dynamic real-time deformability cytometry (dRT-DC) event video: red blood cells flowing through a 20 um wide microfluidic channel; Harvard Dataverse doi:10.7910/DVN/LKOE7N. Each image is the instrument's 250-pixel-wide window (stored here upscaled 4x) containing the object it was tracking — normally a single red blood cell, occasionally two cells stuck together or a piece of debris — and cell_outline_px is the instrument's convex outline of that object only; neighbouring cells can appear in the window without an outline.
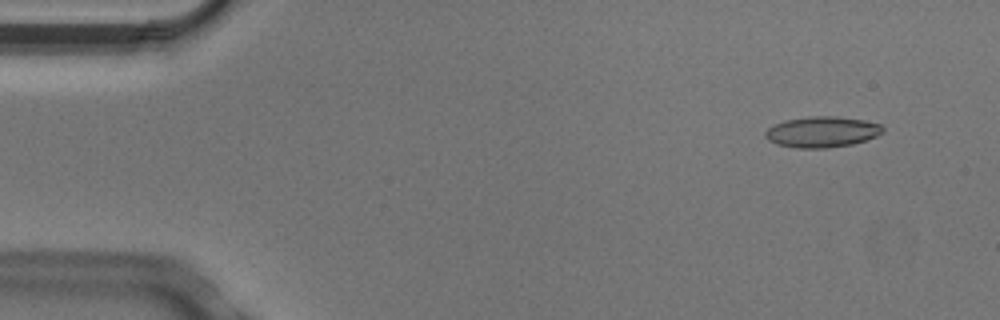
{"species": "Egyptian fruit bat (a non-hibernating species)", "species_latin": "Rousettus aegyptiacus", "temperature_condition": "cold", "stored_images_in_passage": 5, "camera_frame_rate_fps": 3000, "um_per_image_px": 0.085, "animal": {"sex": "male"}, "frame": {"image": 1, "passage_image": 2, "time_ms": 0.333, "image_size_px": [1000, 320], "cell_outline_px": [[884, 132], [876, 136], [852, 144], [828, 148], [796, 148], [776, 144], [768, 140], [764, 136], [764, 132], [768, 128], [784, 120], [808, 116], [836, 116], [864, 120], [880, 124], [884, 128]], "centroid_in_image_um": [69.85, 11.21], "position_along_channel_um": 15.1, "area_um2": 21.21}}
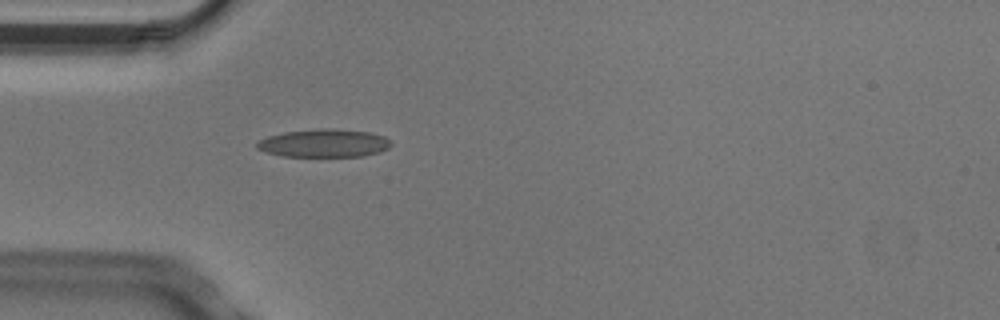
{"frame": {"image": 2, "passage_image": 5, "time_ms": 1.333, "image_size_px": [1000, 320], "cell_outline_px": [[392, 144], [388, 148], [380, 152], [364, 156], [284, 156], [268, 152], [256, 148], [256, 144], [260, 140], [268, 136], [284, 132], [316, 128], [332, 128], [368, 132], [384, 136], [392, 140]], "centroid_in_image_um": [27.58, 12.16], "position_along_channel_um": 57.4, "area_um2": 21.96}}